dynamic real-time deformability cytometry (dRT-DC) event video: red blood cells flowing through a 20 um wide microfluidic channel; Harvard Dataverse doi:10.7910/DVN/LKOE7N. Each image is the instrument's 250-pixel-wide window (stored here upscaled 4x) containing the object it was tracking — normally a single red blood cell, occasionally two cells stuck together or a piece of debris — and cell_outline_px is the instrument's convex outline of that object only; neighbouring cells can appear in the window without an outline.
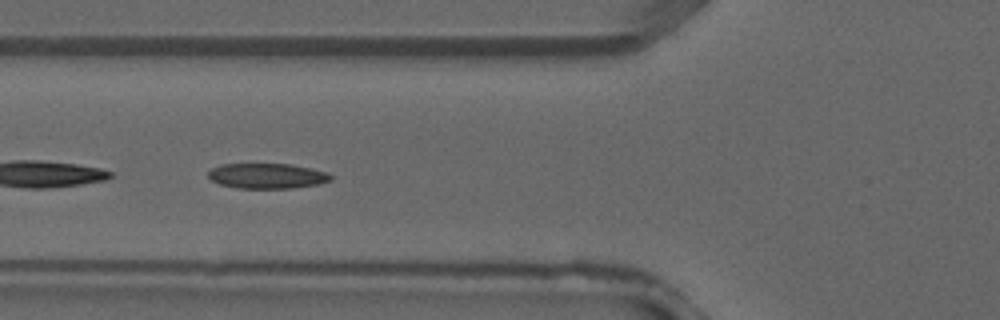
{"species": "common noctule bat (a hibernating species)", "species_latin": "Nyctalus noctula", "temperature_condition": "warm", "stored_images_in_passage": 4, "camera_frame_rate_fps": 3000, "um_per_image_px": 0.085, "animal": {"sex": "male", "forearm_length_mm": 52.5}, "frame": {"image": 1, "passage_image": 4, "time_ms": 1.0, "image_size_px": [1000, 320], "cell_outline_px": [[332, 180], [316, 184], [292, 188], [236, 188], [220, 184], [212, 180], [208, 176], [208, 172], [212, 168], [220, 164], [292, 164], [328, 172], [332, 176]], "centroid_in_image_um": [22.7, 14.95], "position_along_channel_um": 103.1, "area_um2": 17.98}}